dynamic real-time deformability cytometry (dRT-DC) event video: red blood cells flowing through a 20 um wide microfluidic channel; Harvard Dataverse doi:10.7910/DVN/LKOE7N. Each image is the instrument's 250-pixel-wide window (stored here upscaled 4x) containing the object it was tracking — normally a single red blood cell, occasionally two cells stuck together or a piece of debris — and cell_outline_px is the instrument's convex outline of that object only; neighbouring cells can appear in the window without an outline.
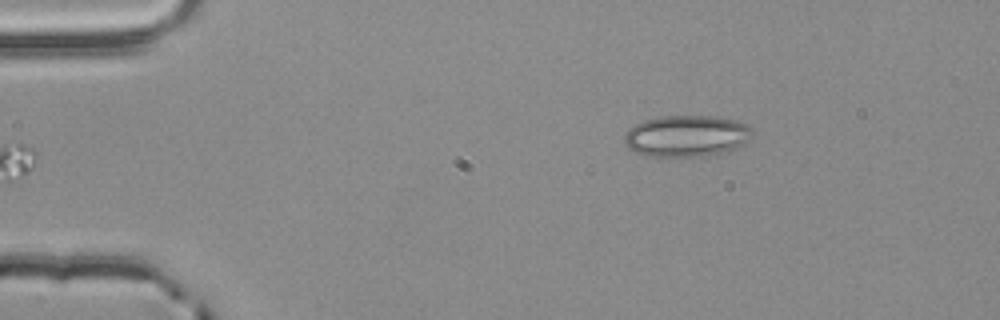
{"species": "common noctule bat (a hibernating species)", "species_latin": "Nyctalus noctula", "temperature_condition": "room temperature", "stored_images_in_passage": 3, "segment_of_instrument_passage": [2, 2], "camera_frame_rate_fps": 3000, "um_per_image_px": 0.085, "animal": {"sex": "male", "body_mass_g": 20.4}, "frame": {"image": 1, "passage_image": 3, "time_ms": 0.667, "image_size_px": [1000, 320], "cell_outline_px": [[752, 132], [748, 140], [744, 144], [720, 152], [700, 156], [648, 156], [636, 152], [628, 148], [624, 144], [624, 136], [628, 128], [644, 120], [660, 116], [712, 116], [736, 120], [748, 124], [752, 128]], "centroid_in_image_um": [58.32, 11.54], "position_along_channel_um": 26.7, "area_um2": 30.75}}